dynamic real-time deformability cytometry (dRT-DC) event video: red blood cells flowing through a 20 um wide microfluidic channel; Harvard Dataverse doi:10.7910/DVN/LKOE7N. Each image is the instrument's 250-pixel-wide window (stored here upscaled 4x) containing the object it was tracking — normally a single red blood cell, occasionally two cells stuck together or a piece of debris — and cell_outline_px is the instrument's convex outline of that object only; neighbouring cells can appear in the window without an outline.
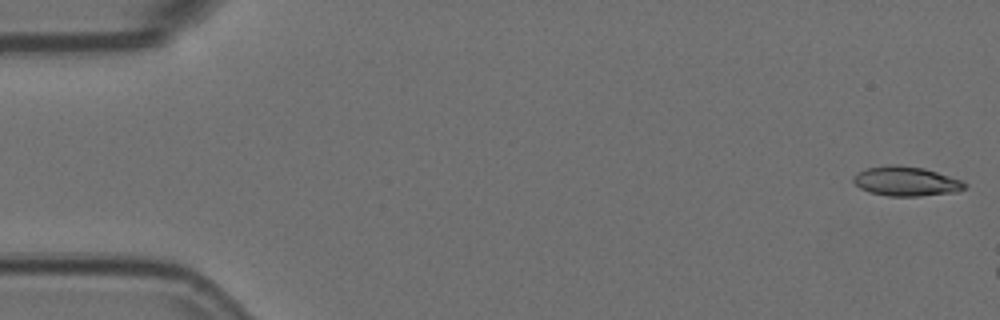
{"species": "Egyptian fruit bat (a non-hibernating species)", "species_latin": "Rousettus aegyptiacus", "temperature_condition": "room temperature", "stored_images_in_passage": 8, "camera_frame_rate_fps": 3000, "um_per_image_px": 0.085, "animal": {"sex": "female"}, "frame": {"image": 1, "passage_image": 1, "time_ms": 0.0, "image_size_px": [1000, 320], "cell_outline_px": [[968, 184], [964, 188], [956, 192], [920, 196], [888, 196], [868, 192], [860, 188], [852, 180], [860, 172], [868, 168], [924, 168], [960, 180]], "centroid_in_image_um": [77.07, 15.48], "position_along_channel_um": 7.9, "area_um2": 18.03}}